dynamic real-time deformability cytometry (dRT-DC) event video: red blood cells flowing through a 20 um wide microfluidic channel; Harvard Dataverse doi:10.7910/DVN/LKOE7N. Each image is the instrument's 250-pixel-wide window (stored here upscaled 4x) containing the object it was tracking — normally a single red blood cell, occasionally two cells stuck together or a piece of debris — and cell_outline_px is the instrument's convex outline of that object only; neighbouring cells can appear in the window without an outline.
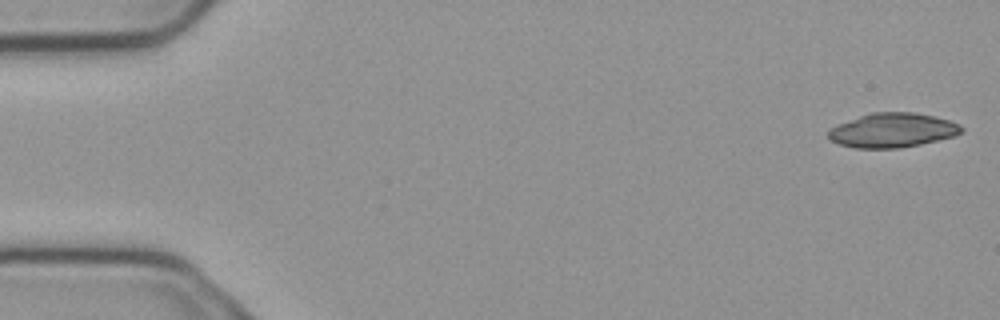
{"species": "common noctule bat (a hibernating species)", "species_latin": "Nyctalus noctula", "temperature_condition": "cold", "stored_images_in_passage": 2, "camera_frame_rate_fps": 3000, "um_per_image_px": 0.085, "animal": {"sex": "male", "body_mass_g": 23.1, "forearm_length_mm": 52.7}, "frame": {"image": 1, "passage_image": 1, "time_ms": 0.0, "image_size_px": [1000, 320], "cell_outline_px": [[964, 132], [952, 136], [920, 144], [896, 148], [856, 148], [840, 144], [832, 140], [828, 136], [828, 128], [836, 124], [872, 112], [916, 112], [948, 120], [960, 124], [964, 128]], "centroid_in_image_um": [75.85, 11.06], "position_along_channel_um": 9.2, "area_um2": 26.53}}